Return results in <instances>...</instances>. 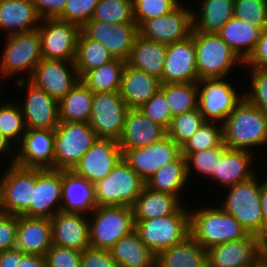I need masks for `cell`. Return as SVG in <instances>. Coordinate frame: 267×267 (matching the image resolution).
<instances>
[{"instance_id":"c3c4849f","label":"cell","mask_w":267,"mask_h":267,"mask_svg":"<svg viewBox=\"0 0 267 267\" xmlns=\"http://www.w3.org/2000/svg\"><path fill=\"white\" fill-rule=\"evenodd\" d=\"M181 0H133V16L138 27L148 19L160 17L175 9Z\"/></svg>"},{"instance_id":"7402d4cb","label":"cell","mask_w":267,"mask_h":267,"mask_svg":"<svg viewBox=\"0 0 267 267\" xmlns=\"http://www.w3.org/2000/svg\"><path fill=\"white\" fill-rule=\"evenodd\" d=\"M255 157L258 158V156H255V153L228 149L226 147L222 151L220 161H217L216 172L209 178L211 184L215 181L216 186L213 185L212 187L216 188L220 185L221 189H223L254 177L258 173L257 167H253L255 165L254 162L256 165H258V163L259 165L261 164L260 166L264 165L265 167L262 166V169L267 167L264 164L267 163V161H265L267 159L262 158L260 155L259 159Z\"/></svg>"},{"instance_id":"5bb4252c","label":"cell","mask_w":267,"mask_h":267,"mask_svg":"<svg viewBox=\"0 0 267 267\" xmlns=\"http://www.w3.org/2000/svg\"><path fill=\"white\" fill-rule=\"evenodd\" d=\"M39 32L43 59L75 61L77 39L81 28L70 22L56 19H41Z\"/></svg>"},{"instance_id":"6f0895ef","label":"cell","mask_w":267,"mask_h":267,"mask_svg":"<svg viewBox=\"0 0 267 267\" xmlns=\"http://www.w3.org/2000/svg\"><path fill=\"white\" fill-rule=\"evenodd\" d=\"M67 0H33L36 12L41 19L59 18Z\"/></svg>"},{"instance_id":"f907efd6","label":"cell","mask_w":267,"mask_h":267,"mask_svg":"<svg viewBox=\"0 0 267 267\" xmlns=\"http://www.w3.org/2000/svg\"><path fill=\"white\" fill-rule=\"evenodd\" d=\"M138 110L146 115L151 121L163 127L166 131L169 129L173 116L162 88Z\"/></svg>"},{"instance_id":"60d3db41","label":"cell","mask_w":267,"mask_h":267,"mask_svg":"<svg viewBox=\"0 0 267 267\" xmlns=\"http://www.w3.org/2000/svg\"><path fill=\"white\" fill-rule=\"evenodd\" d=\"M172 116L198 109L199 90L197 82L162 83Z\"/></svg>"},{"instance_id":"be15d7a7","label":"cell","mask_w":267,"mask_h":267,"mask_svg":"<svg viewBox=\"0 0 267 267\" xmlns=\"http://www.w3.org/2000/svg\"><path fill=\"white\" fill-rule=\"evenodd\" d=\"M252 267H267V256H262Z\"/></svg>"},{"instance_id":"83f0119b","label":"cell","mask_w":267,"mask_h":267,"mask_svg":"<svg viewBox=\"0 0 267 267\" xmlns=\"http://www.w3.org/2000/svg\"><path fill=\"white\" fill-rule=\"evenodd\" d=\"M167 135V131L151 121L138 109H129L124 128L118 139L121 149H134L149 146Z\"/></svg>"},{"instance_id":"f1b7e54d","label":"cell","mask_w":267,"mask_h":267,"mask_svg":"<svg viewBox=\"0 0 267 267\" xmlns=\"http://www.w3.org/2000/svg\"><path fill=\"white\" fill-rule=\"evenodd\" d=\"M162 82L155 76L126 64L119 89V95L129 109H139L159 89Z\"/></svg>"},{"instance_id":"2e32d148","label":"cell","mask_w":267,"mask_h":267,"mask_svg":"<svg viewBox=\"0 0 267 267\" xmlns=\"http://www.w3.org/2000/svg\"><path fill=\"white\" fill-rule=\"evenodd\" d=\"M181 147L168 135L141 148L122 149V159L146 183L161 167L175 161Z\"/></svg>"},{"instance_id":"603a6c76","label":"cell","mask_w":267,"mask_h":267,"mask_svg":"<svg viewBox=\"0 0 267 267\" xmlns=\"http://www.w3.org/2000/svg\"><path fill=\"white\" fill-rule=\"evenodd\" d=\"M62 170L36 168V185L28 217L51 219L61 211Z\"/></svg>"},{"instance_id":"9a60e30c","label":"cell","mask_w":267,"mask_h":267,"mask_svg":"<svg viewBox=\"0 0 267 267\" xmlns=\"http://www.w3.org/2000/svg\"><path fill=\"white\" fill-rule=\"evenodd\" d=\"M192 7L181 2L170 13L145 20L139 27V35L164 44L189 38L193 31Z\"/></svg>"},{"instance_id":"74e56055","label":"cell","mask_w":267,"mask_h":267,"mask_svg":"<svg viewBox=\"0 0 267 267\" xmlns=\"http://www.w3.org/2000/svg\"><path fill=\"white\" fill-rule=\"evenodd\" d=\"M94 93L79 80L58 102L60 122H88Z\"/></svg>"},{"instance_id":"4dcf8cb0","label":"cell","mask_w":267,"mask_h":267,"mask_svg":"<svg viewBox=\"0 0 267 267\" xmlns=\"http://www.w3.org/2000/svg\"><path fill=\"white\" fill-rule=\"evenodd\" d=\"M165 56L166 44L148 40L138 34L126 64L155 76L162 82Z\"/></svg>"},{"instance_id":"94428289","label":"cell","mask_w":267,"mask_h":267,"mask_svg":"<svg viewBox=\"0 0 267 267\" xmlns=\"http://www.w3.org/2000/svg\"><path fill=\"white\" fill-rule=\"evenodd\" d=\"M1 156H6V158L9 157V160L6 159L5 157H3L8 161L7 163H5L6 165H10V164H14L15 161V146L10 143L1 133H0V157ZM11 159V160H10Z\"/></svg>"},{"instance_id":"680465c9","label":"cell","mask_w":267,"mask_h":267,"mask_svg":"<svg viewBox=\"0 0 267 267\" xmlns=\"http://www.w3.org/2000/svg\"><path fill=\"white\" fill-rule=\"evenodd\" d=\"M25 256L16 247L0 251V267H20Z\"/></svg>"},{"instance_id":"d6a6232c","label":"cell","mask_w":267,"mask_h":267,"mask_svg":"<svg viewBox=\"0 0 267 267\" xmlns=\"http://www.w3.org/2000/svg\"><path fill=\"white\" fill-rule=\"evenodd\" d=\"M264 28L254 27L250 21L233 16L217 34L245 61L261 39Z\"/></svg>"},{"instance_id":"e7e4bbea","label":"cell","mask_w":267,"mask_h":267,"mask_svg":"<svg viewBox=\"0 0 267 267\" xmlns=\"http://www.w3.org/2000/svg\"><path fill=\"white\" fill-rule=\"evenodd\" d=\"M263 254L267 256V239L263 242Z\"/></svg>"},{"instance_id":"d590c367","label":"cell","mask_w":267,"mask_h":267,"mask_svg":"<svg viewBox=\"0 0 267 267\" xmlns=\"http://www.w3.org/2000/svg\"><path fill=\"white\" fill-rule=\"evenodd\" d=\"M191 5L193 28L199 32L217 33L232 17L234 0H198ZM195 8V9H194Z\"/></svg>"},{"instance_id":"ba28073f","label":"cell","mask_w":267,"mask_h":267,"mask_svg":"<svg viewBox=\"0 0 267 267\" xmlns=\"http://www.w3.org/2000/svg\"><path fill=\"white\" fill-rule=\"evenodd\" d=\"M144 186L145 182L122 159L106 178L94 183L97 207H132Z\"/></svg>"},{"instance_id":"11a10c76","label":"cell","mask_w":267,"mask_h":267,"mask_svg":"<svg viewBox=\"0 0 267 267\" xmlns=\"http://www.w3.org/2000/svg\"><path fill=\"white\" fill-rule=\"evenodd\" d=\"M81 267H118L109 250L88 247L81 253Z\"/></svg>"},{"instance_id":"7bdbcfd3","label":"cell","mask_w":267,"mask_h":267,"mask_svg":"<svg viewBox=\"0 0 267 267\" xmlns=\"http://www.w3.org/2000/svg\"><path fill=\"white\" fill-rule=\"evenodd\" d=\"M212 148H226L223 144V126L219 122L206 121L181 147V153H193Z\"/></svg>"},{"instance_id":"8992f818","label":"cell","mask_w":267,"mask_h":267,"mask_svg":"<svg viewBox=\"0 0 267 267\" xmlns=\"http://www.w3.org/2000/svg\"><path fill=\"white\" fill-rule=\"evenodd\" d=\"M134 222L143 243L157 255L190 235L189 205L184 203L171 215Z\"/></svg>"},{"instance_id":"52a82bcc","label":"cell","mask_w":267,"mask_h":267,"mask_svg":"<svg viewBox=\"0 0 267 267\" xmlns=\"http://www.w3.org/2000/svg\"><path fill=\"white\" fill-rule=\"evenodd\" d=\"M90 247L109 250L135 230L132 207L100 206L88 216Z\"/></svg>"},{"instance_id":"cb8c5ba5","label":"cell","mask_w":267,"mask_h":267,"mask_svg":"<svg viewBox=\"0 0 267 267\" xmlns=\"http://www.w3.org/2000/svg\"><path fill=\"white\" fill-rule=\"evenodd\" d=\"M193 36L166 44L162 83L198 82Z\"/></svg>"},{"instance_id":"7dc6e473","label":"cell","mask_w":267,"mask_h":267,"mask_svg":"<svg viewBox=\"0 0 267 267\" xmlns=\"http://www.w3.org/2000/svg\"><path fill=\"white\" fill-rule=\"evenodd\" d=\"M243 70H248V79H250L244 98L267 114V69L245 68Z\"/></svg>"},{"instance_id":"681fc988","label":"cell","mask_w":267,"mask_h":267,"mask_svg":"<svg viewBox=\"0 0 267 267\" xmlns=\"http://www.w3.org/2000/svg\"><path fill=\"white\" fill-rule=\"evenodd\" d=\"M233 16L250 21L254 27L267 26V0H234Z\"/></svg>"},{"instance_id":"ac0fdd59","label":"cell","mask_w":267,"mask_h":267,"mask_svg":"<svg viewBox=\"0 0 267 267\" xmlns=\"http://www.w3.org/2000/svg\"><path fill=\"white\" fill-rule=\"evenodd\" d=\"M207 251V267H252L264 254L257 235L218 244Z\"/></svg>"},{"instance_id":"9f6ffc18","label":"cell","mask_w":267,"mask_h":267,"mask_svg":"<svg viewBox=\"0 0 267 267\" xmlns=\"http://www.w3.org/2000/svg\"><path fill=\"white\" fill-rule=\"evenodd\" d=\"M267 69V26L261 39L256 43L254 51L244 61V68Z\"/></svg>"},{"instance_id":"f5cc1de1","label":"cell","mask_w":267,"mask_h":267,"mask_svg":"<svg viewBox=\"0 0 267 267\" xmlns=\"http://www.w3.org/2000/svg\"><path fill=\"white\" fill-rule=\"evenodd\" d=\"M81 251L52 244L47 250V267H81Z\"/></svg>"},{"instance_id":"4316f807","label":"cell","mask_w":267,"mask_h":267,"mask_svg":"<svg viewBox=\"0 0 267 267\" xmlns=\"http://www.w3.org/2000/svg\"><path fill=\"white\" fill-rule=\"evenodd\" d=\"M96 207L94 184L72 170H62L61 211L89 216Z\"/></svg>"},{"instance_id":"1f68e13d","label":"cell","mask_w":267,"mask_h":267,"mask_svg":"<svg viewBox=\"0 0 267 267\" xmlns=\"http://www.w3.org/2000/svg\"><path fill=\"white\" fill-rule=\"evenodd\" d=\"M184 203L169 193L144 186L132 205L134 221H143L174 214Z\"/></svg>"},{"instance_id":"836d02e7","label":"cell","mask_w":267,"mask_h":267,"mask_svg":"<svg viewBox=\"0 0 267 267\" xmlns=\"http://www.w3.org/2000/svg\"><path fill=\"white\" fill-rule=\"evenodd\" d=\"M109 252L118 267H156V255L135 230L116 242Z\"/></svg>"},{"instance_id":"8d00e7d4","label":"cell","mask_w":267,"mask_h":267,"mask_svg":"<svg viewBox=\"0 0 267 267\" xmlns=\"http://www.w3.org/2000/svg\"><path fill=\"white\" fill-rule=\"evenodd\" d=\"M189 184L186 174V160L181 154L175 161L161 167L145 183V186L154 191L177 196L184 203L186 202V195L184 196V194H187L185 188L189 187Z\"/></svg>"},{"instance_id":"e0dca14e","label":"cell","mask_w":267,"mask_h":267,"mask_svg":"<svg viewBox=\"0 0 267 267\" xmlns=\"http://www.w3.org/2000/svg\"><path fill=\"white\" fill-rule=\"evenodd\" d=\"M28 80L59 102L80 78L74 62L42 59Z\"/></svg>"},{"instance_id":"277c9868","label":"cell","mask_w":267,"mask_h":267,"mask_svg":"<svg viewBox=\"0 0 267 267\" xmlns=\"http://www.w3.org/2000/svg\"><path fill=\"white\" fill-rule=\"evenodd\" d=\"M192 36L199 80L230 77L235 69L244 68V61L217 33L193 29Z\"/></svg>"},{"instance_id":"9c48e42d","label":"cell","mask_w":267,"mask_h":267,"mask_svg":"<svg viewBox=\"0 0 267 267\" xmlns=\"http://www.w3.org/2000/svg\"><path fill=\"white\" fill-rule=\"evenodd\" d=\"M0 208L4 214L28 217L36 185V168L10 164L0 174Z\"/></svg>"},{"instance_id":"6da1fadb","label":"cell","mask_w":267,"mask_h":267,"mask_svg":"<svg viewBox=\"0 0 267 267\" xmlns=\"http://www.w3.org/2000/svg\"><path fill=\"white\" fill-rule=\"evenodd\" d=\"M222 126L223 144L228 149L256 154L255 149L267 146V114L245 98L226 117Z\"/></svg>"},{"instance_id":"03108f58","label":"cell","mask_w":267,"mask_h":267,"mask_svg":"<svg viewBox=\"0 0 267 267\" xmlns=\"http://www.w3.org/2000/svg\"><path fill=\"white\" fill-rule=\"evenodd\" d=\"M2 87H3V86L0 85V103H1V101H2L3 99H5V98L3 97L4 95H3V93H2V91H3ZM1 93H2V94H1Z\"/></svg>"},{"instance_id":"91938a15","label":"cell","mask_w":267,"mask_h":267,"mask_svg":"<svg viewBox=\"0 0 267 267\" xmlns=\"http://www.w3.org/2000/svg\"><path fill=\"white\" fill-rule=\"evenodd\" d=\"M266 175V178L264 177ZM261 175L260 200L262 211V242L267 239V174ZM264 178V179H263Z\"/></svg>"},{"instance_id":"484cf974","label":"cell","mask_w":267,"mask_h":267,"mask_svg":"<svg viewBox=\"0 0 267 267\" xmlns=\"http://www.w3.org/2000/svg\"><path fill=\"white\" fill-rule=\"evenodd\" d=\"M52 246L51 220L48 218L18 216L16 248L23 255L45 256Z\"/></svg>"},{"instance_id":"3957f363","label":"cell","mask_w":267,"mask_h":267,"mask_svg":"<svg viewBox=\"0 0 267 267\" xmlns=\"http://www.w3.org/2000/svg\"><path fill=\"white\" fill-rule=\"evenodd\" d=\"M3 44L0 52V84H5L1 82L10 78H15L14 81L29 79L43 59L37 29L6 35Z\"/></svg>"},{"instance_id":"f35d334b","label":"cell","mask_w":267,"mask_h":267,"mask_svg":"<svg viewBox=\"0 0 267 267\" xmlns=\"http://www.w3.org/2000/svg\"><path fill=\"white\" fill-rule=\"evenodd\" d=\"M126 61L115 58L86 72L80 80L93 92H119Z\"/></svg>"},{"instance_id":"7a4b0ae2","label":"cell","mask_w":267,"mask_h":267,"mask_svg":"<svg viewBox=\"0 0 267 267\" xmlns=\"http://www.w3.org/2000/svg\"><path fill=\"white\" fill-rule=\"evenodd\" d=\"M215 205L214 202L210 206L201 204L200 207L194 205V209L192 206L189 208L190 235L205 250L218 244L242 239L249 234L236 218L227 214L218 204Z\"/></svg>"},{"instance_id":"ee69618b","label":"cell","mask_w":267,"mask_h":267,"mask_svg":"<svg viewBox=\"0 0 267 267\" xmlns=\"http://www.w3.org/2000/svg\"><path fill=\"white\" fill-rule=\"evenodd\" d=\"M224 149L212 148L201 152L181 153L186 160V174L189 183H191V178L194 180L193 174L197 176L199 174L204 177L203 180H208L216 172L217 161H220Z\"/></svg>"},{"instance_id":"7c38bea8","label":"cell","mask_w":267,"mask_h":267,"mask_svg":"<svg viewBox=\"0 0 267 267\" xmlns=\"http://www.w3.org/2000/svg\"><path fill=\"white\" fill-rule=\"evenodd\" d=\"M14 87L24 99L14 98L22 111L26 130L55 129L60 123L58 102L27 80L14 81ZM22 100V101H21Z\"/></svg>"},{"instance_id":"8fae6325","label":"cell","mask_w":267,"mask_h":267,"mask_svg":"<svg viewBox=\"0 0 267 267\" xmlns=\"http://www.w3.org/2000/svg\"><path fill=\"white\" fill-rule=\"evenodd\" d=\"M97 139L88 122H60L55 128L54 169L72 170Z\"/></svg>"},{"instance_id":"ffe728a7","label":"cell","mask_w":267,"mask_h":267,"mask_svg":"<svg viewBox=\"0 0 267 267\" xmlns=\"http://www.w3.org/2000/svg\"><path fill=\"white\" fill-rule=\"evenodd\" d=\"M55 129L26 130L15 147L14 164L25 168L54 169Z\"/></svg>"},{"instance_id":"44dd1931","label":"cell","mask_w":267,"mask_h":267,"mask_svg":"<svg viewBox=\"0 0 267 267\" xmlns=\"http://www.w3.org/2000/svg\"><path fill=\"white\" fill-rule=\"evenodd\" d=\"M121 160L122 149L117 140L98 138L72 171L94 184L106 178Z\"/></svg>"},{"instance_id":"5b68a950","label":"cell","mask_w":267,"mask_h":267,"mask_svg":"<svg viewBox=\"0 0 267 267\" xmlns=\"http://www.w3.org/2000/svg\"><path fill=\"white\" fill-rule=\"evenodd\" d=\"M225 188L218 204L227 214L236 218L248 233L262 241V211L260 200L261 175ZM260 175V177H258ZM224 197V200H223ZM222 199V200H221Z\"/></svg>"},{"instance_id":"816d5d0a","label":"cell","mask_w":267,"mask_h":267,"mask_svg":"<svg viewBox=\"0 0 267 267\" xmlns=\"http://www.w3.org/2000/svg\"><path fill=\"white\" fill-rule=\"evenodd\" d=\"M99 0H67L59 20L74 23L82 28L92 19Z\"/></svg>"},{"instance_id":"ab89813d","label":"cell","mask_w":267,"mask_h":267,"mask_svg":"<svg viewBox=\"0 0 267 267\" xmlns=\"http://www.w3.org/2000/svg\"><path fill=\"white\" fill-rule=\"evenodd\" d=\"M114 59L113 55L102 43L89 39L80 31L74 61L79 78L86 72L107 64Z\"/></svg>"},{"instance_id":"4fadbf2b","label":"cell","mask_w":267,"mask_h":267,"mask_svg":"<svg viewBox=\"0 0 267 267\" xmlns=\"http://www.w3.org/2000/svg\"><path fill=\"white\" fill-rule=\"evenodd\" d=\"M128 110L119 92H97L93 95L88 123L95 131L97 138L118 141Z\"/></svg>"},{"instance_id":"d6986e66","label":"cell","mask_w":267,"mask_h":267,"mask_svg":"<svg viewBox=\"0 0 267 267\" xmlns=\"http://www.w3.org/2000/svg\"><path fill=\"white\" fill-rule=\"evenodd\" d=\"M81 31L89 39L102 43L114 58L125 61L139 34L136 22L112 24L90 20L81 28Z\"/></svg>"},{"instance_id":"30bf717a","label":"cell","mask_w":267,"mask_h":267,"mask_svg":"<svg viewBox=\"0 0 267 267\" xmlns=\"http://www.w3.org/2000/svg\"><path fill=\"white\" fill-rule=\"evenodd\" d=\"M231 77L201 79L198 83L200 114L206 121L223 123L226 117L244 99V90L240 92ZM230 80V81H229ZM240 92V93H239Z\"/></svg>"},{"instance_id":"bcb514c9","label":"cell","mask_w":267,"mask_h":267,"mask_svg":"<svg viewBox=\"0 0 267 267\" xmlns=\"http://www.w3.org/2000/svg\"><path fill=\"white\" fill-rule=\"evenodd\" d=\"M205 122L206 120L200 114L199 108L176 115L172 118L167 135L182 147Z\"/></svg>"},{"instance_id":"d4e9b609","label":"cell","mask_w":267,"mask_h":267,"mask_svg":"<svg viewBox=\"0 0 267 267\" xmlns=\"http://www.w3.org/2000/svg\"><path fill=\"white\" fill-rule=\"evenodd\" d=\"M50 220L52 244L81 252L90 247L87 215L59 211Z\"/></svg>"},{"instance_id":"6125c7cd","label":"cell","mask_w":267,"mask_h":267,"mask_svg":"<svg viewBox=\"0 0 267 267\" xmlns=\"http://www.w3.org/2000/svg\"><path fill=\"white\" fill-rule=\"evenodd\" d=\"M20 267H47L45 256L26 255L20 263Z\"/></svg>"},{"instance_id":"f6af8a7d","label":"cell","mask_w":267,"mask_h":267,"mask_svg":"<svg viewBox=\"0 0 267 267\" xmlns=\"http://www.w3.org/2000/svg\"><path fill=\"white\" fill-rule=\"evenodd\" d=\"M91 20L112 24L135 22L133 0H99Z\"/></svg>"},{"instance_id":"e575fe53","label":"cell","mask_w":267,"mask_h":267,"mask_svg":"<svg viewBox=\"0 0 267 267\" xmlns=\"http://www.w3.org/2000/svg\"><path fill=\"white\" fill-rule=\"evenodd\" d=\"M156 267H207V251L191 235L156 255Z\"/></svg>"},{"instance_id":"f546056e","label":"cell","mask_w":267,"mask_h":267,"mask_svg":"<svg viewBox=\"0 0 267 267\" xmlns=\"http://www.w3.org/2000/svg\"><path fill=\"white\" fill-rule=\"evenodd\" d=\"M40 21L33 0H0V31L5 35L33 31Z\"/></svg>"},{"instance_id":"b9f144b4","label":"cell","mask_w":267,"mask_h":267,"mask_svg":"<svg viewBox=\"0 0 267 267\" xmlns=\"http://www.w3.org/2000/svg\"><path fill=\"white\" fill-rule=\"evenodd\" d=\"M25 132L23 114L17 101L3 99L0 103V133L16 147Z\"/></svg>"},{"instance_id":"db71d44e","label":"cell","mask_w":267,"mask_h":267,"mask_svg":"<svg viewBox=\"0 0 267 267\" xmlns=\"http://www.w3.org/2000/svg\"><path fill=\"white\" fill-rule=\"evenodd\" d=\"M17 225V215L4 213L0 215V251L16 247Z\"/></svg>"}]
</instances>
